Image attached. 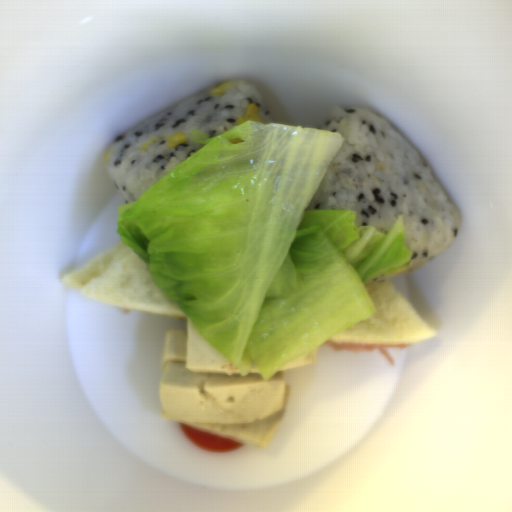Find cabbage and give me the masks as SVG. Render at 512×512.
Instances as JSON below:
<instances>
[{"label": "cabbage", "instance_id": "1", "mask_svg": "<svg viewBox=\"0 0 512 512\" xmlns=\"http://www.w3.org/2000/svg\"><path fill=\"white\" fill-rule=\"evenodd\" d=\"M342 134L246 121L131 204L116 232L164 298L240 372L266 382L373 315L367 285L412 261L403 217L359 226L355 210H308Z\"/></svg>", "mask_w": 512, "mask_h": 512}]
</instances>
